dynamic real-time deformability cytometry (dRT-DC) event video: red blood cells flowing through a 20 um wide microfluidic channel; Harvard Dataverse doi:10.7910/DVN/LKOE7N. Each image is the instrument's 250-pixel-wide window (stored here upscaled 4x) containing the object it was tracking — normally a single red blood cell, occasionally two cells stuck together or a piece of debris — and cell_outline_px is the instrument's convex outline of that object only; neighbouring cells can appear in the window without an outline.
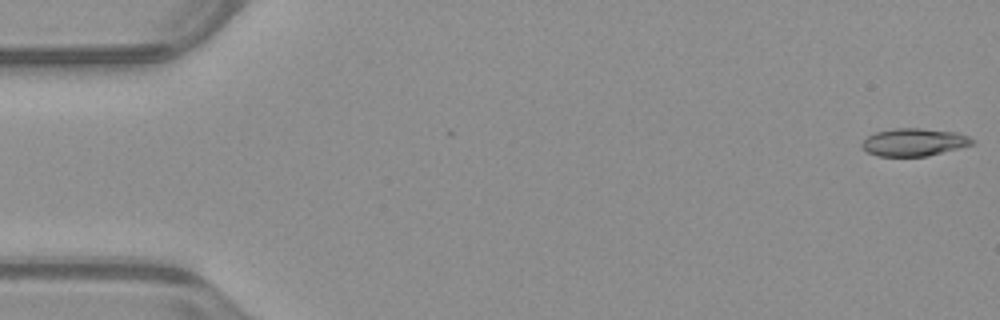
{"species": "common noctule bat (a hibernating species)", "species_latin": "Nyctalus noctula", "temperature_condition": "warm", "stored_images_in_passage": 52, "camera_frame_rate_fps": 3000, "um_per_image_px": 0.085, "animal": {"sex": "male", "body_mass_g": 23.1, "forearm_length_mm": 52.7}, "frame": {"image": 1, "passage_image": 1, "time_ms": 0.0, "image_size_px": [1000, 320], "cell_outline_px": [[976, 144], [928, 156], [880, 156], [868, 152], [860, 144], [868, 136], [876, 132], [896, 128], [920, 128], [956, 132], [968, 136], [976, 140]], "centroid_in_image_um": [77.75, 12.08], "position_along_channel_um": 7.2, "area_um2": 17.8}}
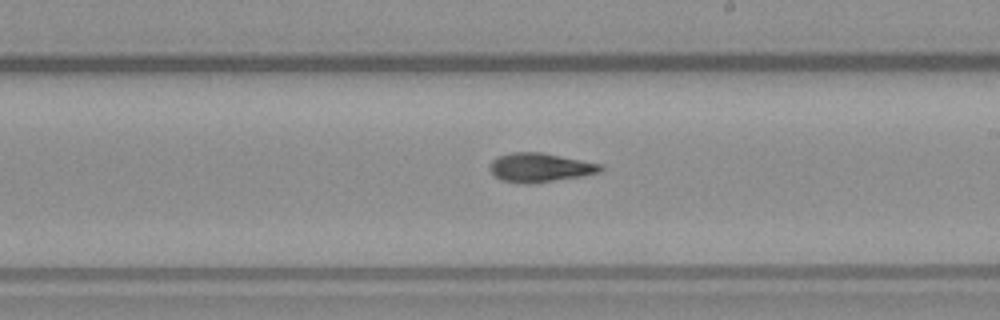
{"frame": {"image": 2, "passage_image": 30, "time_ms": 9.667, "image_size_px": [1000, 320], "cell_outline_px": [[604, 168], [600, 172], [580, 176], [532, 184], [500, 180], [492, 172], [492, 160], [496, 156], [512, 152], [540, 152], [604, 164]], "centroid_in_image_um": [45.94, 14.23], "position_along_channel_um": 243.1, "area_um2": 18.55}}
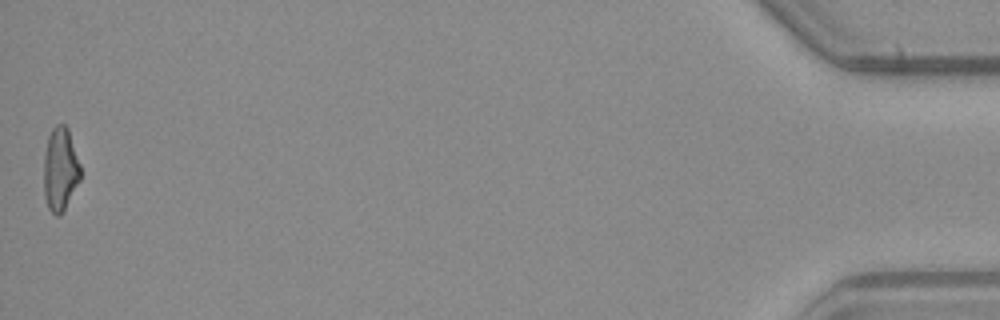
{"frame": {"image": 3, "passage_image": 52, "time_ms": 17.0, "image_size_px": [1000, 320], "cell_outline_px": [[80, 180], [64, 212], [60, 216], [56, 216], [48, 208], [44, 196], [44, 156], [48, 136], [52, 128], [56, 124], [64, 124], [68, 128], [80, 164]], "centroid_in_image_um": [5.12, 14.41], "position_along_channel_um": 430.1, "area_um2": 18.03}, "authors_computed_cell_mechanics": {"area_um2": 18.2937, "velocity_mm_per_s": 3.9725, "shape_relaxation_time_tau1_ms": 6.3702, "shape_relaxation_time_tau2_ms": 3.2162, "deformation_change_tau1": 0.2119, "deformation_change_tau2": 0.1072}}